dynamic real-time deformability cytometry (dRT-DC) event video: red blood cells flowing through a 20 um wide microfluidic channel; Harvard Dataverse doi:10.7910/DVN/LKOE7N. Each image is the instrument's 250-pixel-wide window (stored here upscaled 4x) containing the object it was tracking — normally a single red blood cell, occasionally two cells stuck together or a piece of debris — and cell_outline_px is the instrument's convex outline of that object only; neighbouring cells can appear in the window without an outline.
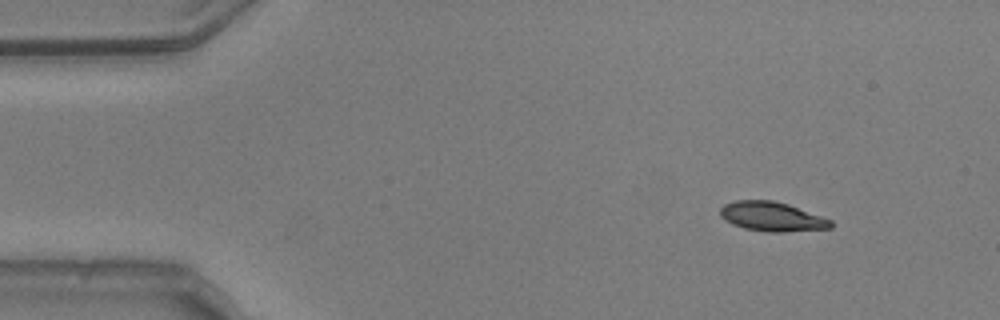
{"species": "common noctule bat (a hibernating species)", "species_latin": "Nyctalus noctula", "temperature_condition": "warm", "stored_images_in_passage": 48, "camera_frame_rate_fps": 3000, "um_per_image_px": 0.085, "animal": {"sex": "male", "body_mass_g": 20.5, "forearm_length_mm": 52.5}, "frame": {"image": 1, "passage_image": 1, "time_ms": 0.0, "image_size_px": [1000, 320], "cell_outline_px": [[832, 228], [784, 232], [768, 232], [744, 228], [732, 224], [724, 220], [720, 216], [720, 208], [724, 204], [736, 200], [772, 200], [788, 204], [832, 220]], "centroid_in_image_um": [65.59, 18.41], "position_along_channel_um": 19.4, "area_um2": 18.96}}
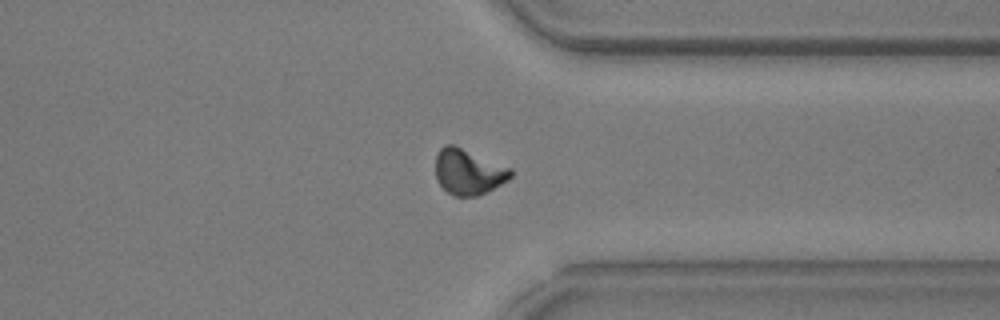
{"frame": {"image": 2, "passage_image": 36, "time_ms": 11.667, "image_size_px": [1000, 320], "cell_outline_px": [[512, 176], [508, 180], [476, 196], [452, 196], [440, 184], [436, 176], [436, 152], [444, 144], [452, 144], [512, 168]], "centroid_in_image_um": [39.8, 14.59], "position_along_channel_um": 371.6, "area_um2": 19.77}}
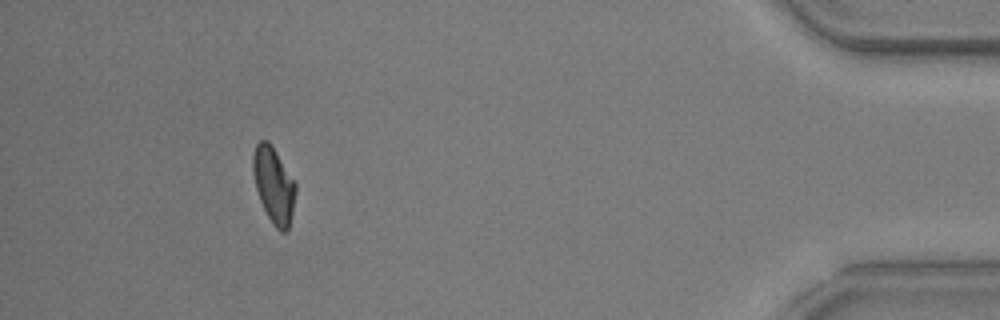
{"frame": {"image": 3, "passage_image": 44, "time_ms": 14.333, "image_size_px": [1000, 320], "cell_outline_px": [[296, 192], [288, 232], [280, 232], [272, 224], [260, 200], [256, 188], [252, 172], [252, 156], [256, 144], [260, 140], [268, 140], [276, 152], [296, 184]], "centroid_in_image_um": [23.25, 15.74], "position_along_channel_um": 411.9, "area_um2": 18.79}, "authors_computed_cell_mechanics": {"area_um2": 19.2474, "velocity_mm_per_s": 3.7624, "shape_relaxation_time_tau1_ms": 3.7571, "shape_relaxation_time_tau2_ms": 2.4304, "deformation_change_tau1": 0.141, "deformation_change_tau2": 0.0603}}